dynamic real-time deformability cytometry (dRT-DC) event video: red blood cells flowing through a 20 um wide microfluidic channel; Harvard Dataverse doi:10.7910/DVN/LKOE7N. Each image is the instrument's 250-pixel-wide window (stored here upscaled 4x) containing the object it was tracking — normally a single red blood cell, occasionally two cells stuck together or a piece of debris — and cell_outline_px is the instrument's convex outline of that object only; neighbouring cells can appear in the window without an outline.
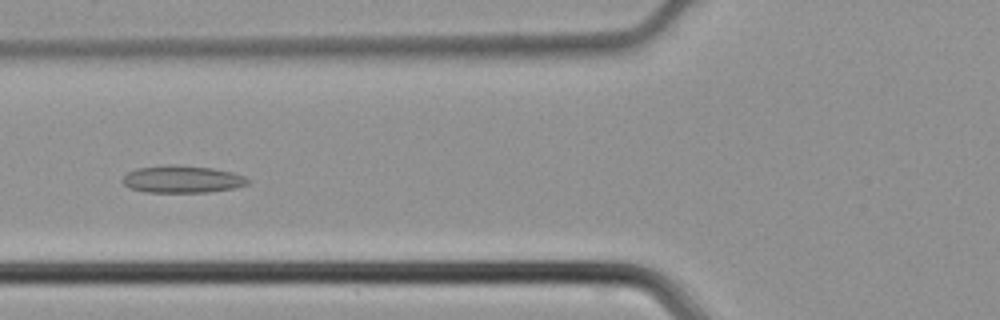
{"species": "common noctule bat (a hibernating species)", "species_latin": "Nyctalus noctula", "temperature_condition": "cold", "stored_images_in_passage": 35, "camera_frame_rate_fps": 3000, "um_per_image_px": 0.085, "animal": {"sex": "male", "body_mass_g": 21.5, "forearm_length_mm": 52.0}, "frame": {"image": 1, "passage_image": 6, "time_ms": 1.667, "image_size_px": [1000, 320], "cell_outline_px": [[252, 180], [248, 184], [236, 188], [208, 192], [144, 192], [128, 188], [124, 184], [124, 176], [128, 172], [136, 168], [212, 168], [232, 172], [244, 176]], "centroid_in_image_um": [15.56, 15.3], "position_along_channel_um": 110.2, "area_um2": 18.9}}
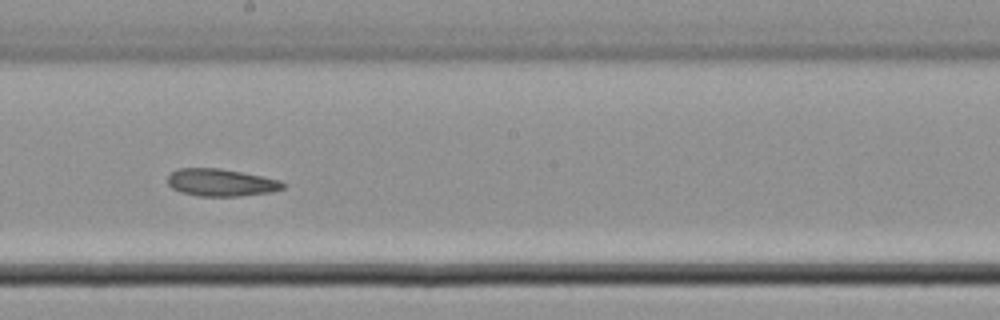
{"frame": {"image": 2, "passage_image": 14, "time_ms": 4.333, "image_size_px": [1000, 320], "cell_outline_px": [[288, 184], [284, 188], [272, 192], [240, 196], [200, 196], [180, 192], [172, 188], [168, 184], [168, 176], [172, 172], [180, 168], [220, 168], [280, 180]], "centroid_in_image_um": [18.81, 15.52], "position_along_channel_um": 229.4, "area_um2": 18.38}}
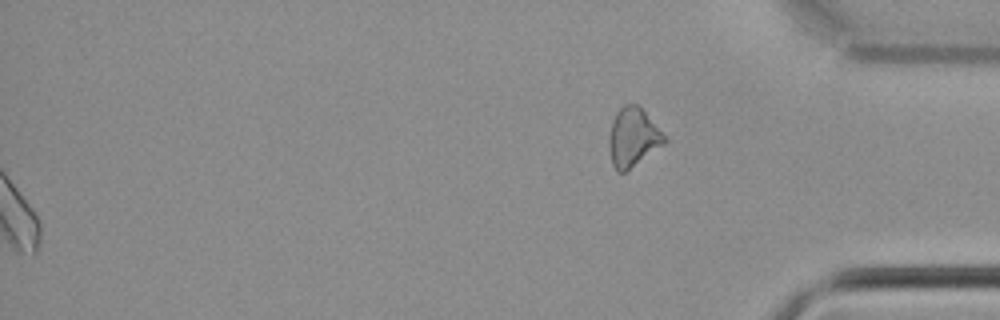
{"frame": {"image": 3, "passage_image": 35, "time_ms": 11.333, "image_size_px": [1000, 320], "cell_outline_px": [[668, 140], [664, 144], [624, 172], [616, 172], [612, 164], [608, 148], [608, 136], [612, 120], [616, 112], [624, 104], [636, 104], [668, 136]], "centroid_in_image_um": [53.79, 11.67], "position_along_channel_um": 381.4, "area_um2": 19.02}}